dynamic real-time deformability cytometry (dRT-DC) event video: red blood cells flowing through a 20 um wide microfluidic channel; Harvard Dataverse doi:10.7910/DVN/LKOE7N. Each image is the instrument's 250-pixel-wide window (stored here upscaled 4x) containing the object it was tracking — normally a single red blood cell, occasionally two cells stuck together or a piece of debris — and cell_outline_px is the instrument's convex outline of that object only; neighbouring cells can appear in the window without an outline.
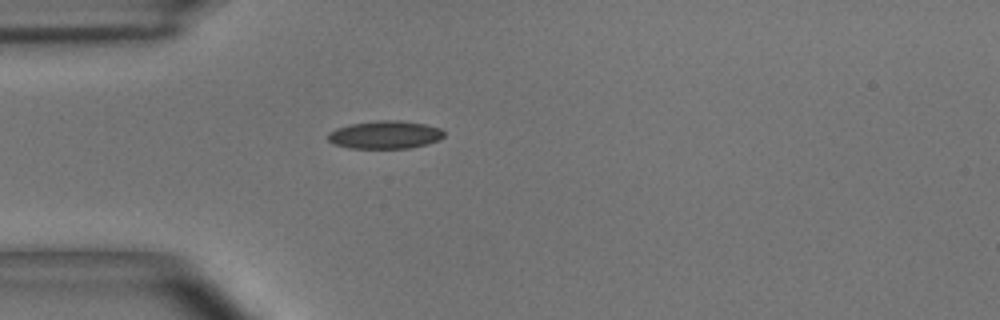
{"species": "common noctule bat (a hibernating species)", "species_latin": "Nyctalus noctula", "temperature_condition": "room temperature", "stored_images_in_passage": 35, "camera_frame_rate_fps": 3000, "um_per_image_px": 0.085, "animal": {"sex": "male", "body_mass_g": 15.6}, "frame": {"image": 1, "passage_image": 1, "time_ms": 0.0, "image_size_px": [1000, 320], "cell_outline_px": [[444, 136], [440, 140], [428, 144], [412, 148], [352, 148], [332, 144], [328, 140], [328, 132], [336, 128], [348, 124], [376, 120], [400, 120], [424, 124], [440, 128], [444, 132]], "centroid_in_image_um": [32.72, 11.45], "position_along_channel_um": 52.3, "area_um2": 19.13}}
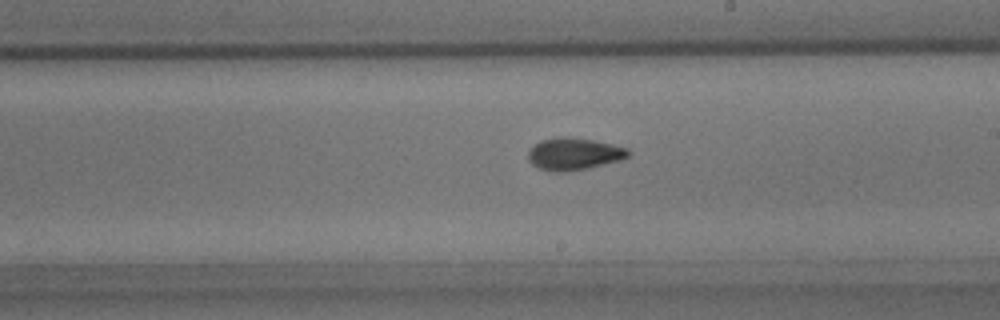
{"frame": {"image": 2, "passage_image": 17, "time_ms": 5.333, "image_size_px": [1000, 320], "cell_outline_px": [[632, 152], [628, 156], [620, 160], [588, 168], [560, 172], [556, 172], [540, 168], [532, 164], [528, 160], [528, 152], [540, 140], [592, 140], [612, 144], [628, 148]], "centroid_in_image_um": [48.83, 13.13], "position_along_channel_um": 240.2, "area_um2": 17.8}}
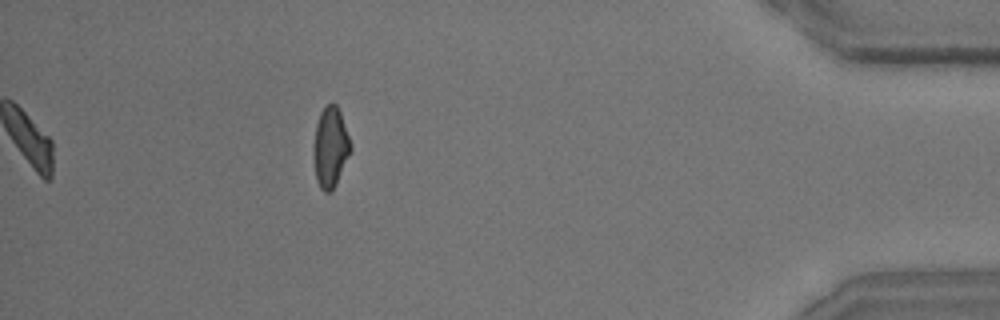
{"frame": {"image": 3, "passage_image": 35, "time_ms": 11.333, "image_size_px": [1000, 320], "cell_outline_px": [[352, 148], [336, 184], [328, 192], [324, 192], [320, 188], [316, 180], [312, 152], [316, 124], [320, 112], [328, 104], [336, 104], [340, 112]], "centroid_in_image_um": [28.05, 12.53], "position_along_channel_um": 407.1, "area_um2": 17.17}, "authors_computed_cell_mechanics": {"area_um2": 17.8024, "velocity_mm_per_s": 3.6436, "shape_relaxation_time_tau1_ms": 8.5436, "shape_relaxation_time_tau2_ms": 1.8449, "deformation_change_tau1": 0.172, "deformation_change_tau2": 0.0733}}